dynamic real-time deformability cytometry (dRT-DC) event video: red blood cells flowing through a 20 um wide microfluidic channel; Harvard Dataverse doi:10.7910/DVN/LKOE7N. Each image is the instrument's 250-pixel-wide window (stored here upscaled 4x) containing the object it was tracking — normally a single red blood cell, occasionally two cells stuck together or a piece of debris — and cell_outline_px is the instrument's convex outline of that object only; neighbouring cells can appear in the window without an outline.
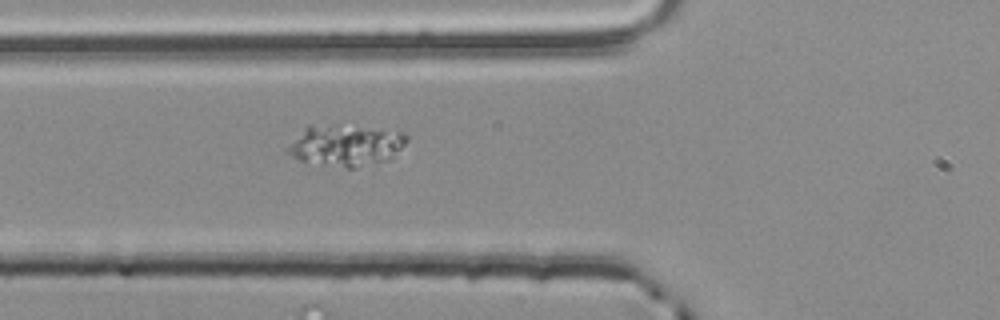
{"species": "common noctule bat (a hibernating species)", "species_latin": "Nyctalus noctula", "temperature_condition": "room temperature", "stored_images_in_passage": 3, "camera_frame_rate_fps": 3000, "um_per_image_px": 0.085, "animal": {"sex": "male", "body_mass_g": 20.4}, "frame": {"image": 1, "passage_image": 3, "time_ms": 0.667, "image_size_px": [1000, 320], "cell_outline_px": [[408, 140], [388, 160], [356, 168], [348, 168], [300, 160], [284, 152], [284, 148], [308, 124], [340, 124], [404, 132], [408, 136]], "centroid_in_image_um": [29.34, 12.33], "position_along_channel_um": 96.5, "area_um2": 28.9}}